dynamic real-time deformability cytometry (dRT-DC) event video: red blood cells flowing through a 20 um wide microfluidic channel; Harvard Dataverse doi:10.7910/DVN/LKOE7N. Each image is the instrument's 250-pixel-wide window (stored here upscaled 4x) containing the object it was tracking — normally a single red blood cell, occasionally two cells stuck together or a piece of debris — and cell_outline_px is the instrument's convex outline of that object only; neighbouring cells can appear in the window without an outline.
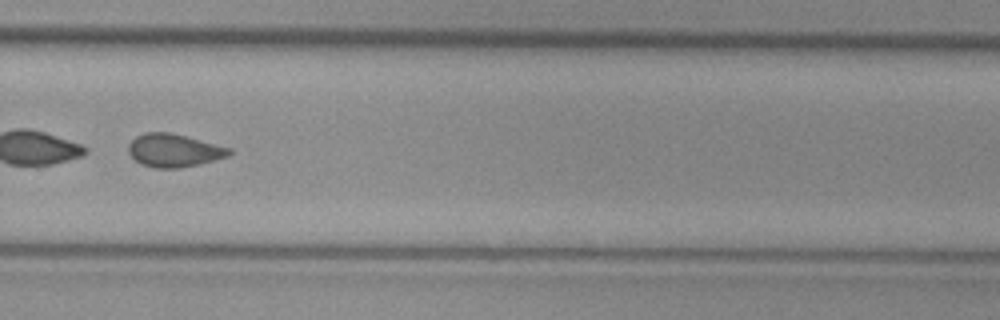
{"species": "common noctule bat (a hibernating species)", "species_latin": "Nyctalus noctula", "temperature_condition": "cold", "stored_images_in_passage": 9, "segment_of_instrument_passage": [2, 2], "camera_frame_rate_fps": 3000, "um_per_image_px": 0.085, "animal": {"sex": "female", "body_mass_g": 29.2, "forearm_length_mm": 56.3}, "frame": {"image": 1, "passage_image": 9, "time_ms": 2.667, "image_size_px": [1000, 320], "cell_outline_px": [[232, 152], [228, 156], [180, 168], [156, 168], [140, 164], [128, 152], [128, 144], [136, 136], [144, 132], [168, 132], [232, 148]], "centroid_in_image_um": [14.75, 12.78], "position_along_channel_um": 315.0, "area_um2": 19.19}}